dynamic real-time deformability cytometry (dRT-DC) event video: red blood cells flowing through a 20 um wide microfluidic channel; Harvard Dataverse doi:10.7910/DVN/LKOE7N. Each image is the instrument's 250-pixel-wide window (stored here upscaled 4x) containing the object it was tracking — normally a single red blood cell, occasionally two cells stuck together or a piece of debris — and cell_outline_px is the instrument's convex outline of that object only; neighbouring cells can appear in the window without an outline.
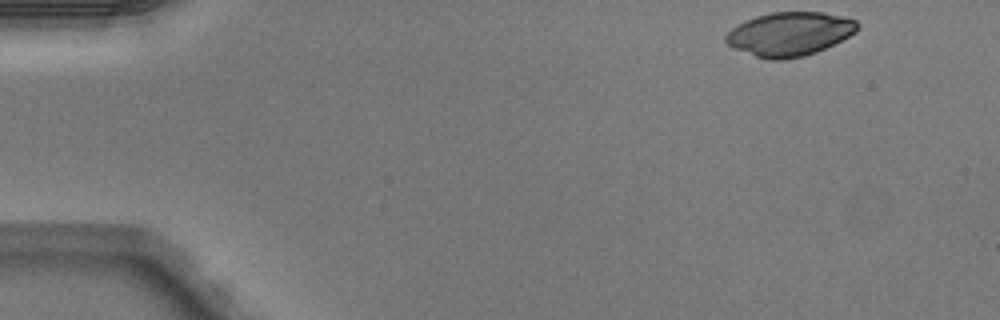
{"species": "Egyptian fruit bat (a non-hibernating species)", "species_latin": "Rousettus aegyptiacus", "temperature_condition": "warm", "stored_images_in_passage": 4, "camera_frame_rate_fps": 3000, "um_per_image_px": 0.085, "animal": {"sex": "male"}, "frame": {"image": 1, "passage_image": 1, "time_ms": 0.0, "image_size_px": [1000, 320], "cell_outline_px": [[860, 28], [856, 32], [816, 52], [804, 56], [784, 60], [768, 60], [756, 56], [736, 48], [728, 44], [724, 40], [724, 36], [736, 24], [744, 20], [768, 12], [824, 12], [844, 16], [856, 20], [860, 24]], "centroid_in_image_um": [67.12, 2.87], "position_along_channel_um": 17.9, "area_um2": 33.7}}